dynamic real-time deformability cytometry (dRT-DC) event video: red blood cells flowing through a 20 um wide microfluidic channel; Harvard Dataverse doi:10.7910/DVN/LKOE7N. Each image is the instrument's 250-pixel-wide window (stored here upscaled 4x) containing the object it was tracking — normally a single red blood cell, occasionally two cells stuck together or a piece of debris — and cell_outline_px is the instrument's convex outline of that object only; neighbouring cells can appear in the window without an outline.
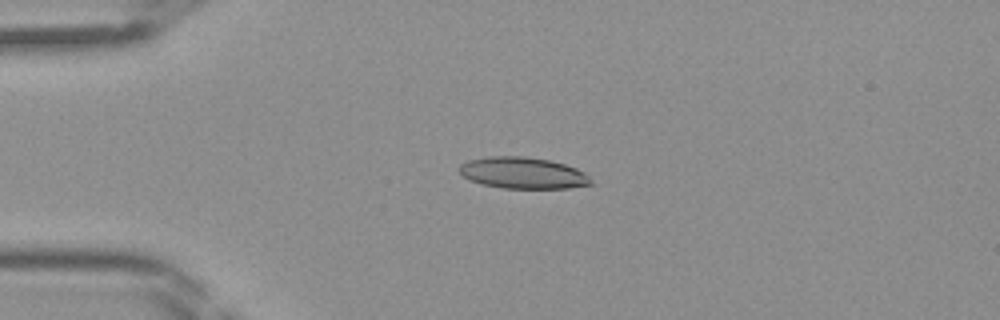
{"species": "Egyptian fruit bat (a non-hibernating species)", "species_latin": "Rousettus aegyptiacus", "temperature_condition": "room temperature", "stored_images_in_passage": 35, "camera_frame_rate_fps": 3000, "um_per_image_px": 0.085, "frame": {"image": 1, "passage_image": 1, "time_ms": 0.0, "image_size_px": [1000, 320], "cell_outline_px": [[596, 184], [568, 188], [500, 188], [480, 184], [468, 180], [460, 172], [460, 164], [468, 160], [488, 156], [524, 156], [548, 160], [564, 164], [576, 168], [584, 172]], "centroid_in_image_um": [44.45, 14.71], "position_along_channel_um": 40.6, "area_um2": 24.28}}
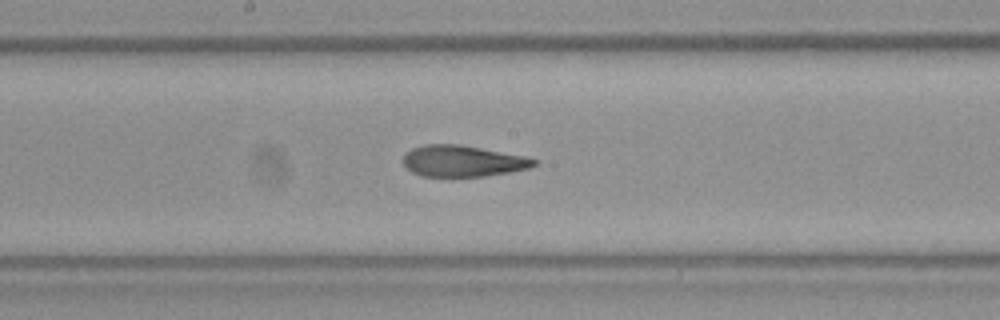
{"frame": {"image": 2, "passage_image": 14, "time_ms": 4.333, "image_size_px": [1000, 320], "cell_outline_px": [[540, 160], [536, 164], [528, 168], [508, 172], [484, 176], [420, 176], [412, 172], [404, 164], [404, 152], [412, 148], [424, 144], [460, 144], [528, 156]], "centroid_in_image_um": [39.35, 13.67], "position_along_channel_um": 208.9, "area_um2": 23.99}}
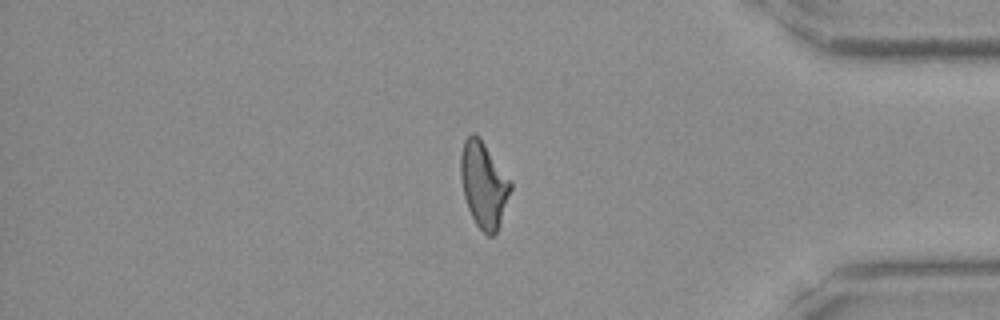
{"frame": {"image": 3, "passage_image": 28, "time_ms": 9.0, "image_size_px": [1000, 320], "cell_outline_px": [[512, 188], [496, 232], [492, 236], [488, 236], [476, 224], [468, 208], [464, 196], [460, 176], [460, 156], [464, 140], [472, 132], [480, 136], [512, 184]], "centroid_in_image_um": [41.09, 15.66], "position_along_channel_um": 394.1, "area_um2": 24.62}}